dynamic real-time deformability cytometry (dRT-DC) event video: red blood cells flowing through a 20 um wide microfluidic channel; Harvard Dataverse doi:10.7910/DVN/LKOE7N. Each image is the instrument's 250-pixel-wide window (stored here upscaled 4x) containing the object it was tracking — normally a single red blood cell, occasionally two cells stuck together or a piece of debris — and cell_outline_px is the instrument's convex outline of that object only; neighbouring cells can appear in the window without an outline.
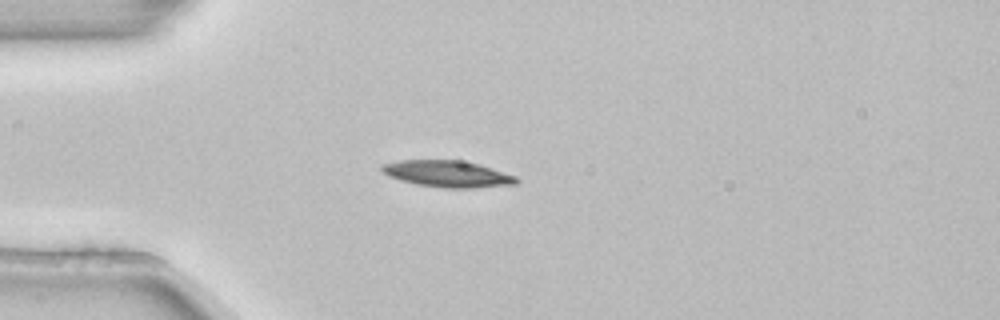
{"species": "common noctule bat (a hibernating species)", "species_latin": "Nyctalus noctula", "temperature_condition": "room temperature", "stored_images_in_passage": 3, "camera_frame_rate_fps": 3000, "um_per_image_px": 0.085, "animal": {"sex": "female", "body_mass_g": 22.7, "forearm_length_mm": 54.2}, "frame": {"image": 1, "passage_image": 3, "time_ms": 0.667, "image_size_px": [1000, 320], "cell_outline_px": [[520, 180], [516, 184], [476, 188], [444, 188], [416, 184], [400, 180], [388, 176], [380, 168], [380, 164], [400, 160], [460, 160], [476, 164], [516, 176]], "centroid_in_image_um": [38.01, 14.78], "position_along_channel_um": 47.0, "area_um2": 20.75}}